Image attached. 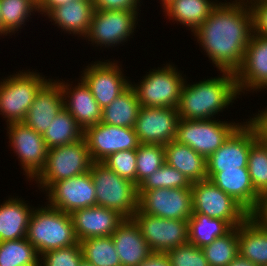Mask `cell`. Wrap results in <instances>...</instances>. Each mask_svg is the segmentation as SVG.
Masks as SVG:
<instances>
[{
  "instance_id": "cell-25",
  "label": "cell",
  "mask_w": 267,
  "mask_h": 266,
  "mask_svg": "<svg viewBox=\"0 0 267 266\" xmlns=\"http://www.w3.org/2000/svg\"><path fill=\"white\" fill-rule=\"evenodd\" d=\"M93 13L92 0H75L55 7L46 16L55 26L57 24L62 32L78 35L84 39L88 33Z\"/></svg>"
},
{
  "instance_id": "cell-3",
  "label": "cell",
  "mask_w": 267,
  "mask_h": 266,
  "mask_svg": "<svg viewBox=\"0 0 267 266\" xmlns=\"http://www.w3.org/2000/svg\"><path fill=\"white\" fill-rule=\"evenodd\" d=\"M46 206L34 207L26 234V239L35 247L39 256L50 250L79 243L71 214L52 208L48 203Z\"/></svg>"
},
{
  "instance_id": "cell-8",
  "label": "cell",
  "mask_w": 267,
  "mask_h": 266,
  "mask_svg": "<svg viewBox=\"0 0 267 266\" xmlns=\"http://www.w3.org/2000/svg\"><path fill=\"white\" fill-rule=\"evenodd\" d=\"M215 119H179L176 140L208 158L242 124Z\"/></svg>"
},
{
  "instance_id": "cell-28",
  "label": "cell",
  "mask_w": 267,
  "mask_h": 266,
  "mask_svg": "<svg viewBox=\"0 0 267 266\" xmlns=\"http://www.w3.org/2000/svg\"><path fill=\"white\" fill-rule=\"evenodd\" d=\"M239 254L257 266L267 265V228L251 216L237 226Z\"/></svg>"
},
{
  "instance_id": "cell-9",
  "label": "cell",
  "mask_w": 267,
  "mask_h": 266,
  "mask_svg": "<svg viewBox=\"0 0 267 266\" xmlns=\"http://www.w3.org/2000/svg\"><path fill=\"white\" fill-rule=\"evenodd\" d=\"M191 189L193 213L222 219L232 228L239 226L250 216L240 203L208 179L192 183Z\"/></svg>"
},
{
  "instance_id": "cell-50",
  "label": "cell",
  "mask_w": 267,
  "mask_h": 266,
  "mask_svg": "<svg viewBox=\"0 0 267 266\" xmlns=\"http://www.w3.org/2000/svg\"><path fill=\"white\" fill-rule=\"evenodd\" d=\"M161 1V6H162V9L167 5L169 4L172 0H160Z\"/></svg>"
},
{
  "instance_id": "cell-23",
  "label": "cell",
  "mask_w": 267,
  "mask_h": 266,
  "mask_svg": "<svg viewBox=\"0 0 267 266\" xmlns=\"http://www.w3.org/2000/svg\"><path fill=\"white\" fill-rule=\"evenodd\" d=\"M112 239L122 266H137L153 253L132 218L124 219Z\"/></svg>"
},
{
  "instance_id": "cell-42",
  "label": "cell",
  "mask_w": 267,
  "mask_h": 266,
  "mask_svg": "<svg viewBox=\"0 0 267 266\" xmlns=\"http://www.w3.org/2000/svg\"><path fill=\"white\" fill-rule=\"evenodd\" d=\"M171 266H210L204 251L191 243L165 252Z\"/></svg>"
},
{
  "instance_id": "cell-33",
  "label": "cell",
  "mask_w": 267,
  "mask_h": 266,
  "mask_svg": "<svg viewBox=\"0 0 267 266\" xmlns=\"http://www.w3.org/2000/svg\"><path fill=\"white\" fill-rule=\"evenodd\" d=\"M34 12L38 13V5L33 0H0L1 36L22 29Z\"/></svg>"
},
{
  "instance_id": "cell-49",
  "label": "cell",
  "mask_w": 267,
  "mask_h": 266,
  "mask_svg": "<svg viewBox=\"0 0 267 266\" xmlns=\"http://www.w3.org/2000/svg\"><path fill=\"white\" fill-rule=\"evenodd\" d=\"M227 266H257L249 259L238 254Z\"/></svg>"
},
{
  "instance_id": "cell-18",
  "label": "cell",
  "mask_w": 267,
  "mask_h": 266,
  "mask_svg": "<svg viewBox=\"0 0 267 266\" xmlns=\"http://www.w3.org/2000/svg\"><path fill=\"white\" fill-rule=\"evenodd\" d=\"M83 137L93 162H103L118 151L137 149L140 144L133 128L112 126L102 122L87 127Z\"/></svg>"
},
{
  "instance_id": "cell-7",
  "label": "cell",
  "mask_w": 267,
  "mask_h": 266,
  "mask_svg": "<svg viewBox=\"0 0 267 266\" xmlns=\"http://www.w3.org/2000/svg\"><path fill=\"white\" fill-rule=\"evenodd\" d=\"M152 70L138 84L131 82L140 106L177 108L186 77L172 63Z\"/></svg>"
},
{
  "instance_id": "cell-10",
  "label": "cell",
  "mask_w": 267,
  "mask_h": 266,
  "mask_svg": "<svg viewBox=\"0 0 267 266\" xmlns=\"http://www.w3.org/2000/svg\"><path fill=\"white\" fill-rule=\"evenodd\" d=\"M138 11L94 10L88 33L92 46L111 48L128 41L138 24Z\"/></svg>"
},
{
  "instance_id": "cell-35",
  "label": "cell",
  "mask_w": 267,
  "mask_h": 266,
  "mask_svg": "<svg viewBox=\"0 0 267 266\" xmlns=\"http://www.w3.org/2000/svg\"><path fill=\"white\" fill-rule=\"evenodd\" d=\"M40 256L26 238L0 242V266H39Z\"/></svg>"
},
{
  "instance_id": "cell-36",
  "label": "cell",
  "mask_w": 267,
  "mask_h": 266,
  "mask_svg": "<svg viewBox=\"0 0 267 266\" xmlns=\"http://www.w3.org/2000/svg\"><path fill=\"white\" fill-rule=\"evenodd\" d=\"M238 249L237 227L202 247L210 266H227L239 254Z\"/></svg>"
},
{
  "instance_id": "cell-51",
  "label": "cell",
  "mask_w": 267,
  "mask_h": 266,
  "mask_svg": "<svg viewBox=\"0 0 267 266\" xmlns=\"http://www.w3.org/2000/svg\"><path fill=\"white\" fill-rule=\"evenodd\" d=\"M79 266H94L93 264L85 261L84 259L81 261V264Z\"/></svg>"
},
{
  "instance_id": "cell-13",
  "label": "cell",
  "mask_w": 267,
  "mask_h": 266,
  "mask_svg": "<svg viewBox=\"0 0 267 266\" xmlns=\"http://www.w3.org/2000/svg\"><path fill=\"white\" fill-rule=\"evenodd\" d=\"M247 119L207 158V173L247 168L248 154L252 144L260 137L258 127Z\"/></svg>"
},
{
  "instance_id": "cell-27",
  "label": "cell",
  "mask_w": 267,
  "mask_h": 266,
  "mask_svg": "<svg viewBox=\"0 0 267 266\" xmlns=\"http://www.w3.org/2000/svg\"><path fill=\"white\" fill-rule=\"evenodd\" d=\"M34 206L14 196L0 205V242L26 238Z\"/></svg>"
},
{
  "instance_id": "cell-47",
  "label": "cell",
  "mask_w": 267,
  "mask_h": 266,
  "mask_svg": "<svg viewBox=\"0 0 267 266\" xmlns=\"http://www.w3.org/2000/svg\"><path fill=\"white\" fill-rule=\"evenodd\" d=\"M137 266H171L166 253L153 252Z\"/></svg>"
},
{
  "instance_id": "cell-40",
  "label": "cell",
  "mask_w": 267,
  "mask_h": 266,
  "mask_svg": "<svg viewBox=\"0 0 267 266\" xmlns=\"http://www.w3.org/2000/svg\"><path fill=\"white\" fill-rule=\"evenodd\" d=\"M137 149L123 150L111 154L102 163L120 177L132 181L137 186Z\"/></svg>"
},
{
  "instance_id": "cell-41",
  "label": "cell",
  "mask_w": 267,
  "mask_h": 266,
  "mask_svg": "<svg viewBox=\"0 0 267 266\" xmlns=\"http://www.w3.org/2000/svg\"><path fill=\"white\" fill-rule=\"evenodd\" d=\"M83 260L80 243L40 255L39 266H79Z\"/></svg>"
},
{
  "instance_id": "cell-38",
  "label": "cell",
  "mask_w": 267,
  "mask_h": 266,
  "mask_svg": "<svg viewBox=\"0 0 267 266\" xmlns=\"http://www.w3.org/2000/svg\"><path fill=\"white\" fill-rule=\"evenodd\" d=\"M187 177L166 162L139 186L138 191H150L158 188H191Z\"/></svg>"
},
{
  "instance_id": "cell-24",
  "label": "cell",
  "mask_w": 267,
  "mask_h": 266,
  "mask_svg": "<svg viewBox=\"0 0 267 266\" xmlns=\"http://www.w3.org/2000/svg\"><path fill=\"white\" fill-rule=\"evenodd\" d=\"M207 179L226 194L232 196L249 213L257 206L260 194L254 189L248 168L207 173Z\"/></svg>"
},
{
  "instance_id": "cell-39",
  "label": "cell",
  "mask_w": 267,
  "mask_h": 266,
  "mask_svg": "<svg viewBox=\"0 0 267 266\" xmlns=\"http://www.w3.org/2000/svg\"><path fill=\"white\" fill-rule=\"evenodd\" d=\"M137 187L165 163L163 145L139 144L136 153Z\"/></svg>"
},
{
  "instance_id": "cell-17",
  "label": "cell",
  "mask_w": 267,
  "mask_h": 266,
  "mask_svg": "<svg viewBox=\"0 0 267 266\" xmlns=\"http://www.w3.org/2000/svg\"><path fill=\"white\" fill-rule=\"evenodd\" d=\"M45 194L50 207L69 214L96 206V190L90 171L55 182Z\"/></svg>"
},
{
  "instance_id": "cell-11",
  "label": "cell",
  "mask_w": 267,
  "mask_h": 266,
  "mask_svg": "<svg viewBox=\"0 0 267 266\" xmlns=\"http://www.w3.org/2000/svg\"><path fill=\"white\" fill-rule=\"evenodd\" d=\"M191 188H158L138 191V209L145 214L188 220L193 214Z\"/></svg>"
},
{
  "instance_id": "cell-26",
  "label": "cell",
  "mask_w": 267,
  "mask_h": 266,
  "mask_svg": "<svg viewBox=\"0 0 267 266\" xmlns=\"http://www.w3.org/2000/svg\"><path fill=\"white\" fill-rule=\"evenodd\" d=\"M165 162L184 174L191 183L207 180V158L173 140L164 145Z\"/></svg>"
},
{
  "instance_id": "cell-16",
  "label": "cell",
  "mask_w": 267,
  "mask_h": 266,
  "mask_svg": "<svg viewBox=\"0 0 267 266\" xmlns=\"http://www.w3.org/2000/svg\"><path fill=\"white\" fill-rule=\"evenodd\" d=\"M178 121L177 108L141 106L133 129L140 144L164 146L176 140Z\"/></svg>"
},
{
  "instance_id": "cell-52",
  "label": "cell",
  "mask_w": 267,
  "mask_h": 266,
  "mask_svg": "<svg viewBox=\"0 0 267 266\" xmlns=\"http://www.w3.org/2000/svg\"><path fill=\"white\" fill-rule=\"evenodd\" d=\"M37 5L42 1V0H33Z\"/></svg>"
},
{
  "instance_id": "cell-48",
  "label": "cell",
  "mask_w": 267,
  "mask_h": 266,
  "mask_svg": "<svg viewBox=\"0 0 267 266\" xmlns=\"http://www.w3.org/2000/svg\"><path fill=\"white\" fill-rule=\"evenodd\" d=\"M75 0H42L38 4V12L46 16L52 9L67 4Z\"/></svg>"
},
{
  "instance_id": "cell-32",
  "label": "cell",
  "mask_w": 267,
  "mask_h": 266,
  "mask_svg": "<svg viewBox=\"0 0 267 266\" xmlns=\"http://www.w3.org/2000/svg\"><path fill=\"white\" fill-rule=\"evenodd\" d=\"M84 131L75 118L63 107L53 118L51 125L42 135L48 149L75 143L83 138Z\"/></svg>"
},
{
  "instance_id": "cell-20",
  "label": "cell",
  "mask_w": 267,
  "mask_h": 266,
  "mask_svg": "<svg viewBox=\"0 0 267 266\" xmlns=\"http://www.w3.org/2000/svg\"><path fill=\"white\" fill-rule=\"evenodd\" d=\"M76 237L80 242L92 237L112 236L125 217L113 209L90 206L71 213Z\"/></svg>"
},
{
  "instance_id": "cell-34",
  "label": "cell",
  "mask_w": 267,
  "mask_h": 266,
  "mask_svg": "<svg viewBox=\"0 0 267 266\" xmlns=\"http://www.w3.org/2000/svg\"><path fill=\"white\" fill-rule=\"evenodd\" d=\"M79 243L83 259L94 266H122L112 236L92 237Z\"/></svg>"
},
{
  "instance_id": "cell-14",
  "label": "cell",
  "mask_w": 267,
  "mask_h": 266,
  "mask_svg": "<svg viewBox=\"0 0 267 266\" xmlns=\"http://www.w3.org/2000/svg\"><path fill=\"white\" fill-rule=\"evenodd\" d=\"M7 136L9 146L18 156L20 165L27 175L28 181L33 180L46 163L48 147L42 134L31 129L24 122H12L7 124Z\"/></svg>"
},
{
  "instance_id": "cell-5",
  "label": "cell",
  "mask_w": 267,
  "mask_h": 266,
  "mask_svg": "<svg viewBox=\"0 0 267 266\" xmlns=\"http://www.w3.org/2000/svg\"><path fill=\"white\" fill-rule=\"evenodd\" d=\"M93 161L84 137L72 144L48 149L46 163L32 180L47 191L55 182L87 173Z\"/></svg>"
},
{
  "instance_id": "cell-15",
  "label": "cell",
  "mask_w": 267,
  "mask_h": 266,
  "mask_svg": "<svg viewBox=\"0 0 267 266\" xmlns=\"http://www.w3.org/2000/svg\"><path fill=\"white\" fill-rule=\"evenodd\" d=\"M81 73L80 78L88 85L102 109L131 85V81L123 74L122 66L115 60L112 62L108 59L88 64Z\"/></svg>"
},
{
  "instance_id": "cell-4",
  "label": "cell",
  "mask_w": 267,
  "mask_h": 266,
  "mask_svg": "<svg viewBox=\"0 0 267 266\" xmlns=\"http://www.w3.org/2000/svg\"><path fill=\"white\" fill-rule=\"evenodd\" d=\"M90 173L96 190V205L113 209L125 218L138 210V187L120 177L102 162H93Z\"/></svg>"
},
{
  "instance_id": "cell-1",
  "label": "cell",
  "mask_w": 267,
  "mask_h": 266,
  "mask_svg": "<svg viewBox=\"0 0 267 266\" xmlns=\"http://www.w3.org/2000/svg\"><path fill=\"white\" fill-rule=\"evenodd\" d=\"M247 0L218 2L207 19L192 33L218 71L235 73L253 33Z\"/></svg>"
},
{
  "instance_id": "cell-29",
  "label": "cell",
  "mask_w": 267,
  "mask_h": 266,
  "mask_svg": "<svg viewBox=\"0 0 267 266\" xmlns=\"http://www.w3.org/2000/svg\"><path fill=\"white\" fill-rule=\"evenodd\" d=\"M212 1V2H211ZM218 0H172L163 9L169 21L186 25L193 33L210 15Z\"/></svg>"
},
{
  "instance_id": "cell-30",
  "label": "cell",
  "mask_w": 267,
  "mask_h": 266,
  "mask_svg": "<svg viewBox=\"0 0 267 266\" xmlns=\"http://www.w3.org/2000/svg\"><path fill=\"white\" fill-rule=\"evenodd\" d=\"M140 102L130 85L122 94L102 110L103 124L133 128L140 109Z\"/></svg>"
},
{
  "instance_id": "cell-45",
  "label": "cell",
  "mask_w": 267,
  "mask_h": 266,
  "mask_svg": "<svg viewBox=\"0 0 267 266\" xmlns=\"http://www.w3.org/2000/svg\"><path fill=\"white\" fill-rule=\"evenodd\" d=\"M250 216L259 225L267 228V191L260 195L258 204Z\"/></svg>"
},
{
  "instance_id": "cell-2",
  "label": "cell",
  "mask_w": 267,
  "mask_h": 266,
  "mask_svg": "<svg viewBox=\"0 0 267 266\" xmlns=\"http://www.w3.org/2000/svg\"><path fill=\"white\" fill-rule=\"evenodd\" d=\"M220 73L221 76L193 84H187L185 79L177 107L179 119H214L216 114L228 109L229 105L239 98L234 73L229 71Z\"/></svg>"
},
{
  "instance_id": "cell-31",
  "label": "cell",
  "mask_w": 267,
  "mask_h": 266,
  "mask_svg": "<svg viewBox=\"0 0 267 266\" xmlns=\"http://www.w3.org/2000/svg\"><path fill=\"white\" fill-rule=\"evenodd\" d=\"M232 227L224 220L193 213L188 219L189 243L202 248L227 234Z\"/></svg>"
},
{
  "instance_id": "cell-22",
  "label": "cell",
  "mask_w": 267,
  "mask_h": 266,
  "mask_svg": "<svg viewBox=\"0 0 267 266\" xmlns=\"http://www.w3.org/2000/svg\"><path fill=\"white\" fill-rule=\"evenodd\" d=\"M63 107L61 85L57 80L49 79L36 94L23 122L43 135Z\"/></svg>"
},
{
  "instance_id": "cell-19",
  "label": "cell",
  "mask_w": 267,
  "mask_h": 266,
  "mask_svg": "<svg viewBox=\"0 0 267 266\" xmlns=\"http://www.w3.org/2000/svg\"><path fill=\"white\" fill-rule=\"evenodd\" d=\"M234 75L240 96L245 91L267 90V37L252 33L243 61Z\"/></svg>"
},
{
  "instance_id": "cell-43",
  "label": "cell",
  "mask_w": 267,
  "mask_h": 266,
  "mask_svg": "<svg viewBox=\"0 0 267 266\" xmlns=\"http://www.w3.org/2000/svg\"><path fill=\"white\" fill-rule=\"evenodd\" d=\"M252 12L253 33L267 37V2L247 0Z\"/></svg>"
},
{
  "instance_id": "cell-6",
  "label": "cell",
  "mask_w": 267,
  "mask_h": 266,
  "mask_svg": "<svg viewBox=\"0 0 267 266\" xmlns=\"http://www.w3.org/2000/svg\"><path fill=\"white\" fill-rule=\"evenodd\" d=\"M19 72L0 80V114L7 124L25 120L36 94L50 79H45L36 70Z\"/></svg>"
},
{
  "instance_id": "cell-37",
  "label": "cell",
  "mask_w": 267,
  "mask_h": 266,
  "mask_svg": "<svg viewBox=\"0 0 267 266\" xmlns=\"http://www.w3.org/2000/svg\"><path fill=\"white\" fill-rule=\"evenodd\" d=\"M247 168L254 189L261 195L267 191V143L261 136L252 144Z\"/></svg>"
},
{
  "instance_id": "cell-12",
  "label": "cell",
  "mask_w": 267,
  "mask_h": 266,
  "mask_svg": "<svg viewBox=\"0 0 267 266\" xmlns=\"http://www.w3.org/2000/svg\"><path fill=\"white\" fill-rule=\"evenodd\" d=\"M132 219L152 252L165 253L189 243L188 220H176L151 216L139 209Z\"/></svg>"
},
{
  "instance_id": "cell-21",
  "label": "cell",
  "mask_w": 267,
  "mask_h": 266,
  "mask_svg": "<svg viewBox=\"0 0 267 266\" xmlns=\"http://www.w3.org/2000/svg\"><path fill=\"white\" fill-rule=\"evenodd\" d=\"M64 99V108L75 118L83 131L102 120V108L94 99L88 85L81 78L78 85L72 86L69 82L60 81ZM69 83V84H68ZM71 84V85H70Z\"/></svg>"
},
{
  "instance_id": "cell-46",
  "label": "cell",
  "mask_w": 267,
  "mask_h": 266,
  "mask_svg": "<svg viewBox=\"0 0 267 266\" xmlns=\"http://www.w3.org/2000/svg\"><path fill=\"white\" fill-rule=\"evenodd\" d=\"M249 119L258 127L261 138L267 143V107L258 110V114H253Z\"/></svg>"
},
{
  "instance_id": "cell-44",
  "label": "cell",
  "mask_w": 267,
  "mask_h": 266,
  "mask_svg": "<svg viewBox=\"0 0 267 266\" xmlns=\"http://www.w3.org/2000/svg\"><path fill=\"white\" fill-rule=\"evenodd\" d=\"M140 0H92L94 10L139 11Z\"/></svg>"
}]
</instances>
